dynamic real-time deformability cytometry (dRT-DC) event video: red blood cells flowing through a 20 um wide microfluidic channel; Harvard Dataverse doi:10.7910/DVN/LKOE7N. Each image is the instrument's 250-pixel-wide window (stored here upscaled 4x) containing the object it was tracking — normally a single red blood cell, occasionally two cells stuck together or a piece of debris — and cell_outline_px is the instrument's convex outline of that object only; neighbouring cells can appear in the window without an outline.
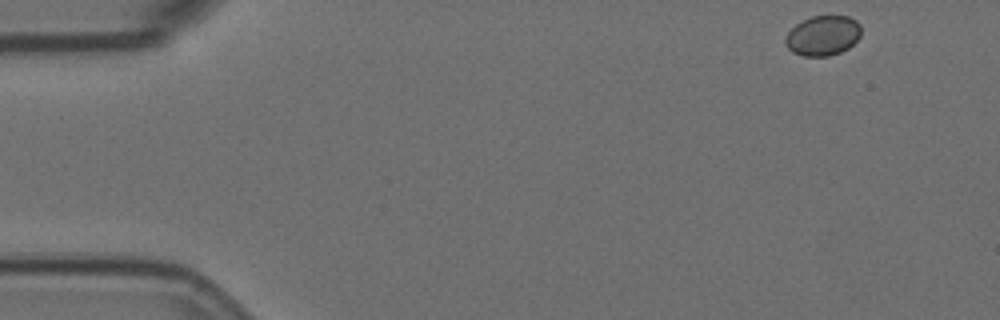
{"species": "Egyptian fruit bat (a non-hibernating species)", "species_latin": "Rousettus aegyptiacus", "temperature_condition": "room temperature", "stored_images_in_passage": 7, "camera_frame_rate_fps": 3000, "um_per_image_px": 0.085, "animal": {"sex": "female"}, "frame": {"image": 1, "passage_image": 1, "time_ms": 0.0, "image_size_px": [1000, 320], "cell_outline_px": [[860, 36], [848, 48], [840, 52], [828, 56], [804, 56], [792, 52], [784, 44], [784, 40], [788, 32], [796, 24], [812, 16], [848, 16], [856, 20], [860, 24]], "centroid_in_image_um": [69.93, 3.03], "position_along_channel_um": 15.1, "area_um2": 17.57}}
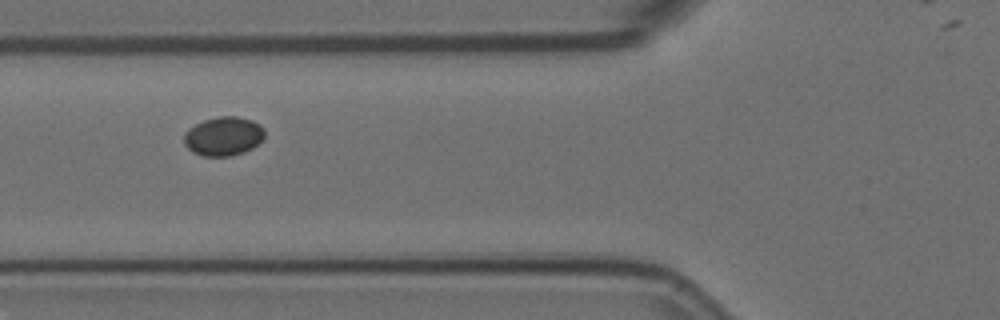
{"frame": {"image": 2, "passage_image": 6, "time_ms": 1.667, "image_size_px": [1000, 320], "cell_outline_px": [[264, 136], [252, 148], [244, 152], [232, 156], [204, 156], [192, 152], [184, 144], [184, 132], [188, 128], [204, 120], [220, 116], [236, 116], [252, 120], [260, 124], [264, 128]], "centroid_in_image_um": [18.98, 11.58], "position_along_channel_um": 106.8, "area_um2": 18.32}}
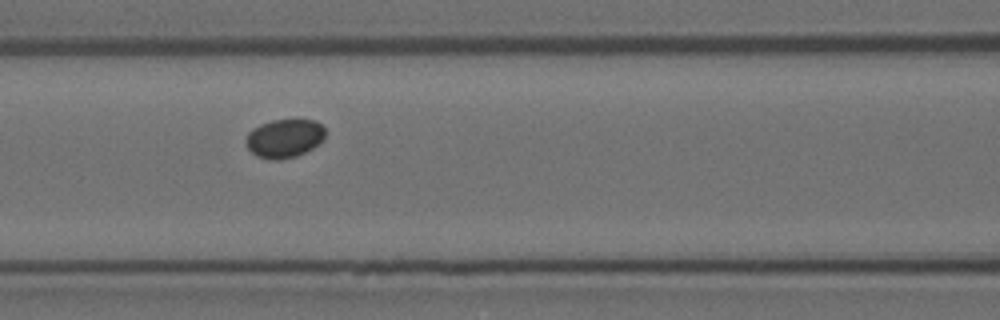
{"frame": {"image": 3, "passage_image": 7, "time_ms": 2.0, "image_size_px": [1000, 320], "cell_outline_px": [[324, 140], [312, 148], [296, 156], [280, 160], [272, 160], [256, 156], [248, 148], [244, 140], [248, 132], [252, 128], [260, 124], [272, 120], [296, 116], [316, 120], [324, 124]], "centroid_in_image_um": [24.2, 11.7], "position_along_channel_um": 142.4, "area_um2": 18.67}}